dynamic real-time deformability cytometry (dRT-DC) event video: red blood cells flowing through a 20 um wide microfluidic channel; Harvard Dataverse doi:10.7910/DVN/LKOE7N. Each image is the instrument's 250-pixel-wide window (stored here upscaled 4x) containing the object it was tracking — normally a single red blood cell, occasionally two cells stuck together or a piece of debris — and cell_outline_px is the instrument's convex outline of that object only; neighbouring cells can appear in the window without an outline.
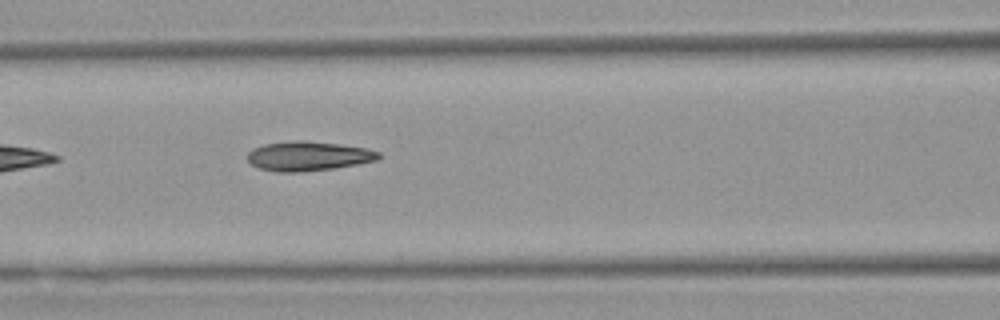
{"species": "Egyptian fruit bat (a non-hibernating species)", "species_latin": "Rousettus aegyptiacus", "temperature_condition": "warm", "stored_images_in_passage": 8, "segment_of_instrument_passage": [1, 2], "camera_frame_rate_fps": 3000, "um_per_image_px": 0.085, "animal": {"sex": "female"}, "frame": {"image": 1, "passage_image": 7, "time_ms": 7.0, "image_size_px": [1000, 320], "cell_outline_px": [[380, 156], [376, 160], [356, 164], [332, 168], [300, 172], [276, 172], [260, 168], [252, 164], [248, 160], [248, 152], [252, 148], [264, 144], [296, 140], [304, 140], [340, 144], [368, 148], [380, 152]], "centroid_in_image_um": [26.19, 13.26], "position_along_channel_um": 140.4, "area_um2": 22.43}}